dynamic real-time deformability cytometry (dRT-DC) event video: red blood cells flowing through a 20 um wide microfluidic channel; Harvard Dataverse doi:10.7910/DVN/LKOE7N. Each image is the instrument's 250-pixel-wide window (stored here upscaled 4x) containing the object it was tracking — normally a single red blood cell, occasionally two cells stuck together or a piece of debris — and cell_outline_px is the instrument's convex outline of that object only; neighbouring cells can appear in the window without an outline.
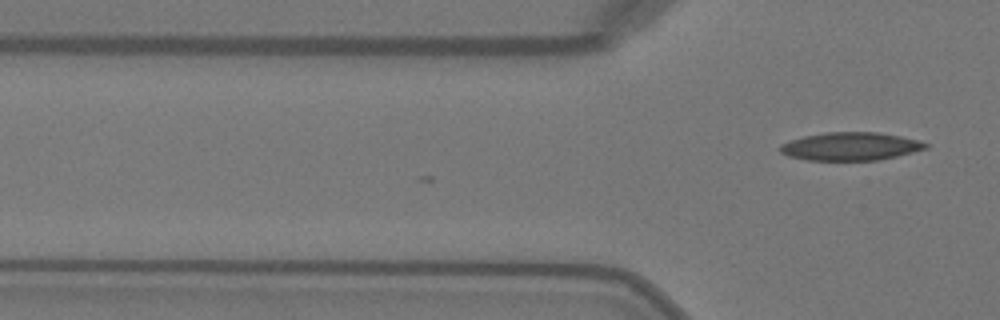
{"species": "Egyptian fruit bat (a non-hibernating species)", "species_latin": "Rousettus aegyptiacus", "temperature_condition": "warm", "stored_images_in_passage": 4, "camera_frame_rate_fps": 3000, "um_per_image_px": 0.085, "animal": {"sex": "female"}, "frame": {"image": 1, "passage_image": 4, "time_ms": 1.0, "image_size_px": [1000, 320], "cell_outline_px": [[928, 148], [880, 160], [808, 160], [788, 156], [780, 152], [780, 144], [804, 136], [824, 132], [876, 132], [900, 136], [916, 140], [928, 144]], "centroid_in_image_um": [72.27, 12.44], "position_along_channel_um": 53.5, "area_um2": 23.64}}